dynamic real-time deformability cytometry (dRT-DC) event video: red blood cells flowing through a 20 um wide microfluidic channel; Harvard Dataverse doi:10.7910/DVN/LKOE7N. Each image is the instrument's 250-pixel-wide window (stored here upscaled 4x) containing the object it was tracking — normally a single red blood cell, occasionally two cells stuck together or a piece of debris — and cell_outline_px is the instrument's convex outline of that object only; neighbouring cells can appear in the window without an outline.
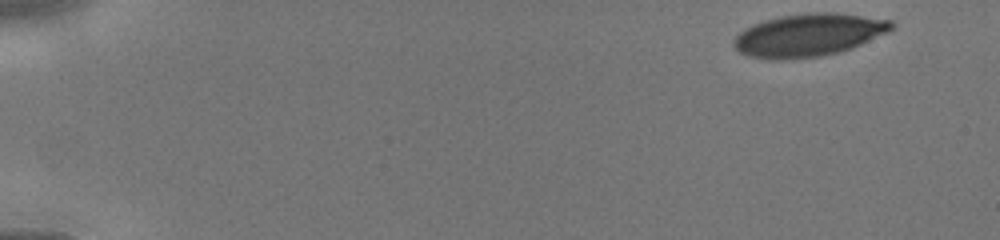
{"species": "human", "species_latin": "Homo sapiens", "temperature_condition": "cold", "stored_images_in_passage": 21, "camera_frame_rate_fps": 3000, "um_per_image_px": 0.085, "donor": {"sex": "male"}, "frame": {"image": 1, "passage_image": 1, "time_ms": 0.0, "image_size_px": [1000, 240], "cell_outline_px": [[896, 24], [888, 32], [852, 48], [840, 52], [820, 56], [780, 60], [776, 60], [752, 56], [740, 52], [732, 44], [732, 40], [744, 28], [752, 24], [764, 20], [780, 16], [812, 12], [836, 12], [892, 20]], "centroid_in_image_um": [68.74, 2.96], "position_along_channel_um": 16.3, "area_um2": 39.3}}
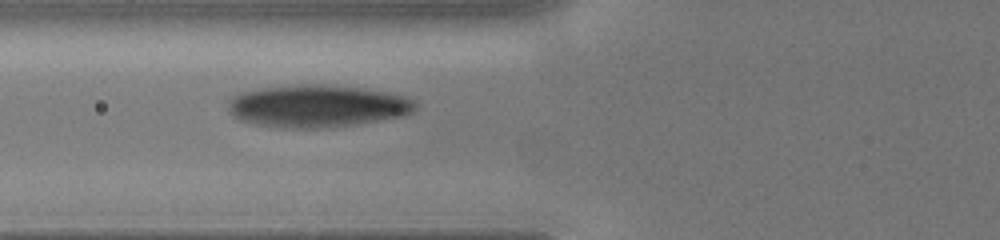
{"frame": {"image": 2, "passage_image": 19, "time_ms": 5.0, "image_size_px": [1000, 240], "cell_outline_px": [[416, 108], [412, 112], [400, 116], [356, 124], [324, 128], [280, 128], [256, 124], [240, 120], [228, 108], [228, 100], [232, 96], [240, 92], [264, 88], [300, 84], [320, 84], [364, 88], [404, 96], [412, 100], [416, 104]], "centroid_in_image_um": [26.94, 9.01], "position_along_channel_um": 98.9, "area_um2": 45.95}}
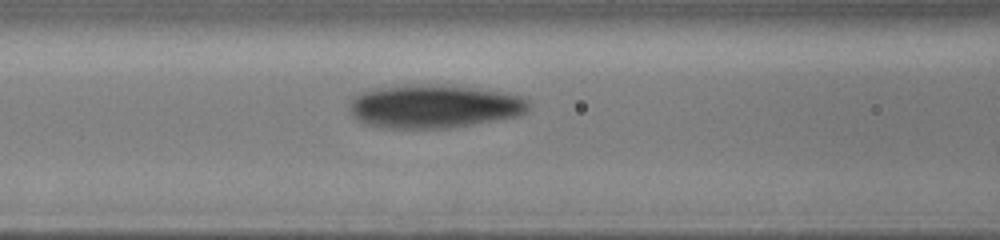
{"frame": {"image": 3, "passage_image": 21, "time_ms": 5.667, "image_size_px": [1000, 240], "cell_outline_px": [[532, 104], [528, 112], [520, 116], [448, 128], [380, 128], [364, 124], [356, 120], [352, 116], [348, 108], [348, 104], [352, 96], [368, 88], [404, 84], [452, 84], [508, 92], [520, 96], [528, 100]], "centroid_in_image_um": [36.87, 9.01], "position_along_channel_um": 129.7, "area_um2": 46.93}}